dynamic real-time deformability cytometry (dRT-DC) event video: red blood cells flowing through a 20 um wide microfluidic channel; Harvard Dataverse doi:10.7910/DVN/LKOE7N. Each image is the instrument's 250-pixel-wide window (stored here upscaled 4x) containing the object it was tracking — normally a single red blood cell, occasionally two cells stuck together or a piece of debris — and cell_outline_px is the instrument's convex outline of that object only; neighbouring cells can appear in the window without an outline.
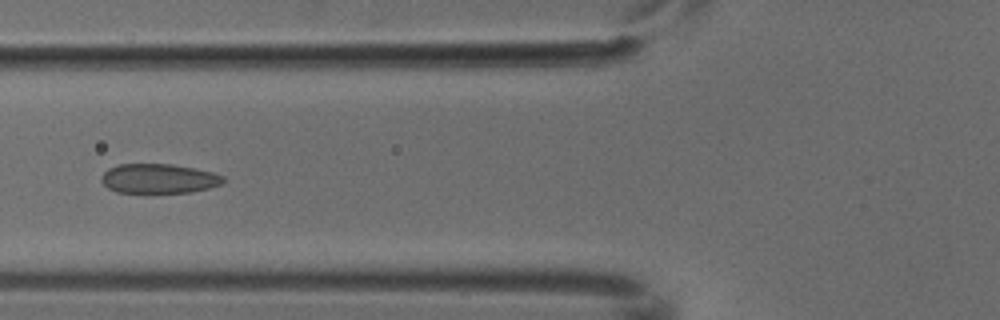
{"species": "common noctule bat (a hibernating species)", "species_latin": "Nyctalus noctula", "temperature_condition": "cold", "stored_images_in_passage": 5, "camera_frame_rate_fps": 3000, "um_per_image_px": 0.085, "animal": {"sex": "male", "body_mass_g": 18.8}, "frame": {"image": 1, "passage_image": 5, "time_ms": 1.333, "image_size_px": [1000, 320], "cell_outline_px": [[224, 180], [220, 184], [208, 188], [188, 192], [116, 192], [108, 188], [100, 180], [100, 176], [108, 168], [116, 164], [172, 164], [196, 168], [212, 172], [224, 176]], "centroid_in_image_um": [13.45, 15.16], "position_along_channel_um": 112.3, "area_um2": 20.92}}